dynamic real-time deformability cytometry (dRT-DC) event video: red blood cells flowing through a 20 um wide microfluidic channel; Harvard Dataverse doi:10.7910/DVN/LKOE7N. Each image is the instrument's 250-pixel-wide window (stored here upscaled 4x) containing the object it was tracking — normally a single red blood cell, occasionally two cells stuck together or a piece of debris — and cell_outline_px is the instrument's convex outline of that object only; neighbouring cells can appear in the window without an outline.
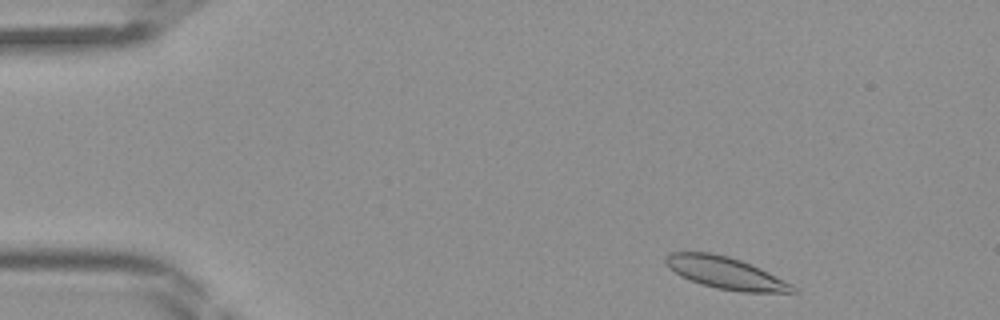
{"species": "Egyptian fruit bat (a non-hibernating species)", "species_latin": "Rousettus aegyptiacus", "temperature_condition": "room temperature", "stored_images_in_passage": 40, "camera_frame_rate_fps": 3000, "um_per_image_px": 0.085, "frame": {"image": 1, "passage_image": 2, "time_ms": 0.333, "image_size_px": [1000, 320], "cell_outline_px": [[800, 292], [744, 292], [716, 288], [700, 284], [680, 276], [668, 268], [664, 260], [664, 256], [668, 252], [712, 252], [728, 256], [740, 260], [760, 268], [792, 284]], "centroid_in_image_um": [61.62, 23.19], "position_along_channel_um": 23.4, "area_um2": 23.76}}
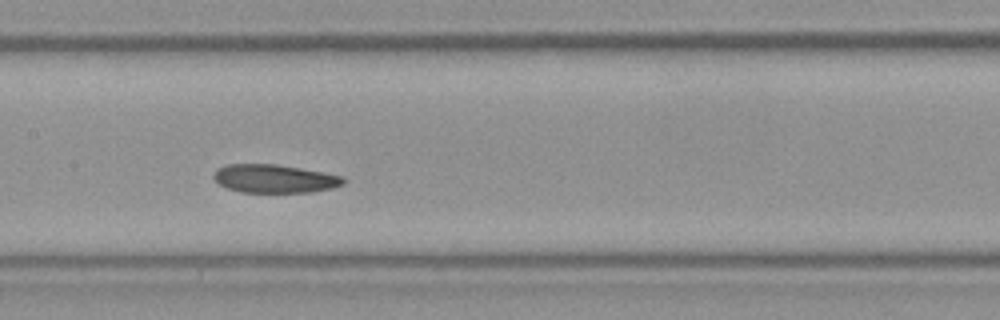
{"frame": {"image": 2, "passage_image": 18, "time_ms": 5.667, "image_size_px": [1000, 320], "cell_outline_px": [[344, 184], [332, 188], [312, 192], [240, 192], [228, 188], [220, 184], [212, 176], [216, 168], [228, 164], [276, 164], [324, 172], [344, 176]], "centroid_in_image_um": [23.34, 15.18], "position_along_channel_um": 184.1, "area_um2": 21.44}}
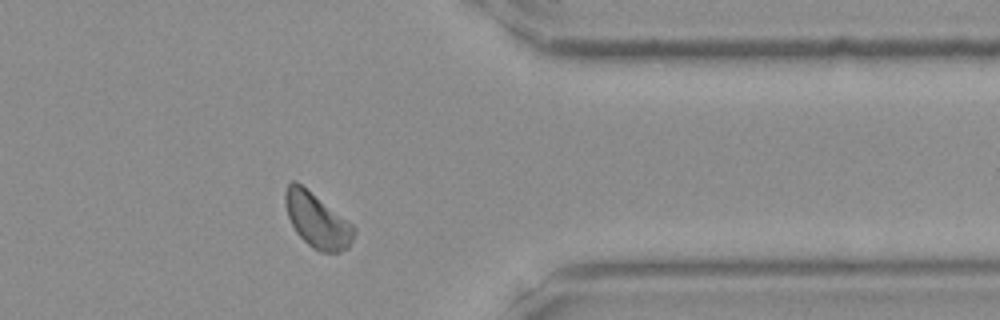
{"frame": {"image": 3, "passage_image": 32, "time_ms": 10.333, "image_size_px": [1000, 320], "cell_outline_px": [[356, 232], [348, 248], [340, 252], [320, 252], [312, 248], [296, 232], [288, 216], [284, 204], [284, 192], [288, 184], [292, 180], [296, 180], [352, 224], [356, 228]], "centroid_in_image_um": [26.94, 18.73], "position_along_channel_um": 384.5, "area_um2": 21.79}}